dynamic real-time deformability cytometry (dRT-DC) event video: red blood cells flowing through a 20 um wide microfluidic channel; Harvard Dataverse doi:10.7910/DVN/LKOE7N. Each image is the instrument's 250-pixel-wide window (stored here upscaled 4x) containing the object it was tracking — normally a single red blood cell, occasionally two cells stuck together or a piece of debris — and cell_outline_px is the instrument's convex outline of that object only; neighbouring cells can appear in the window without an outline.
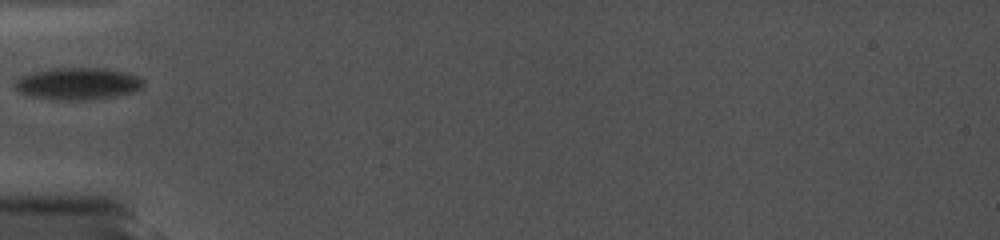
{"species": "common noctule bat (a hibernating species)", "species_latin": "Nyctalus noctula", "temperature_condition": "cold", "stored_images_in_passage": 18, "camera_frame_rate_fps": 5000, "um_per_image_px": 0.085, "animal": {"sex": "female", "body_mass_g": 19.0, "forearm_length_mm": 56.7}, "frame": {"image": 1, "passage_image": 1, "time_ms": 0.0, "image_size_px": [1000, 240], "cell_outline_px": [[144, 84], [140, 88], [132, 92], [92, 100], [52, 100], [28, 96], [20, 92], [12, 84], [20, 76], [52, 68], [104, 68], [128, 72], [144, 80]], "centroid_in_image_um": [6.59, 7.12], "position_along_channel_um": 78.4, "area_um2": 24.1}}
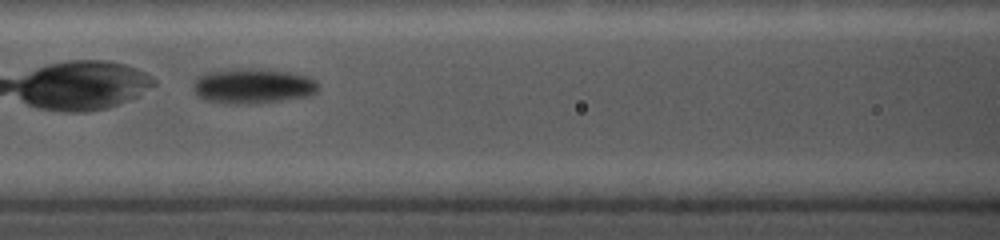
{"frame": {"image": 2, "passage_image": 6, "time_ms": 1.8, "image_size_px": [1000, 240], "cell_outline_px": [[320, 88], [316, 92], [308, 96], [256, 104], [224, 104], [208, 100], [196, 96], [192, 88], [192, 84], [196, 76], [208, 72], [236, 68], [292, 72], [308, 76], [316, 80]], "centroid_in_image_um": [21.46, 7.32], "position_along_channel_um": 145.1, "area_um2": 25.89}}